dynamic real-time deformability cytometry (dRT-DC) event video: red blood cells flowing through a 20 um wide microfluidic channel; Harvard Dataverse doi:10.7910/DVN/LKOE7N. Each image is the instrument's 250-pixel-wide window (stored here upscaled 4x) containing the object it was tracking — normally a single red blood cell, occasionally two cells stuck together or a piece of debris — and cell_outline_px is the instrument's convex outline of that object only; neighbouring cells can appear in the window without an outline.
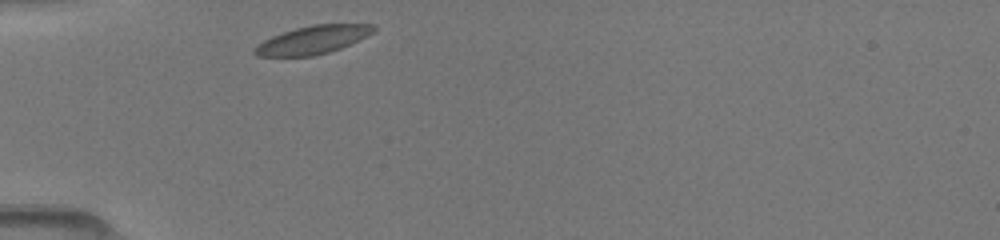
{"species": "common noctule bat (a hibernating species)", "species_latin": "Nyctalus noctula", "temperature_condition": "room temperature", "stored_images_in_passage": 3, "camera_frame_rate_fps": 3000, "um_per_image_px": 0.085, "animal": {"sex": "female", "body_mass_g": 19.5, "forearm_length_mm": 54.1}, "frame": {"image": 1, "passage_image": 1, "time_ms": 0.0, "image_size_px": [1000, 240], "cell_outline_px": [[376, 28], [368, 36], [340, 48], [328, 52], [312, 56], [256, 56], [252, 52], [252, 48], [256, 44], [272, 36], [296, 28], [312, 24], [372, 24]], "centroid_in_image_um": [26.54, 3.39], "position_along_channel_um": 58.5, "area_um2": 19.48}}